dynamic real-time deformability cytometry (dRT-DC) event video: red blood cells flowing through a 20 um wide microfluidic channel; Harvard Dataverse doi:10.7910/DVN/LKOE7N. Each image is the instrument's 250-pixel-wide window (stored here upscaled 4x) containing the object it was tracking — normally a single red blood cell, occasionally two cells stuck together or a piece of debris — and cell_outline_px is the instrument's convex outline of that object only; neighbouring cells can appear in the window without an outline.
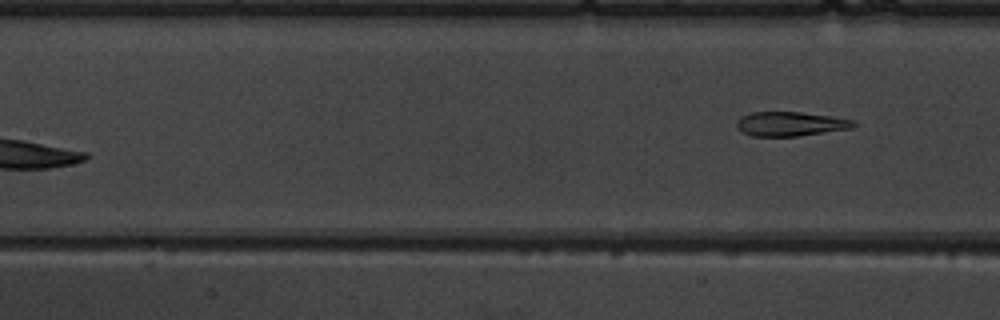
{"species": "common noctule bat (a hibernating species)", "species_latin": "Nyctalus noctula", "temperature_condition": "warm", "stored_images_in_passage": 6, "camera_frame_rate_fps": 3000, "um_per_image_px": 0.085, "animal": {"sex": "male", "body_mass_g": 19.5, "forearm_length_mm": 54.6}, "frame": {"image": 1, "passage_image": 6, "time_ms": 6.667, "image_size_px": [1000, 320], "cell_outline_px": [[856, 124], [852, 128], [800, 136], [752, 136], [744, 132], [736, 124], [736, 120], [740, 116], [752, 112], [800, 112], [832, 116], [856, 120]], "centroid_in_image_um": [67.21, 10.52], "position_along_channel_um": 140.2, "area_um2": 16.59}}